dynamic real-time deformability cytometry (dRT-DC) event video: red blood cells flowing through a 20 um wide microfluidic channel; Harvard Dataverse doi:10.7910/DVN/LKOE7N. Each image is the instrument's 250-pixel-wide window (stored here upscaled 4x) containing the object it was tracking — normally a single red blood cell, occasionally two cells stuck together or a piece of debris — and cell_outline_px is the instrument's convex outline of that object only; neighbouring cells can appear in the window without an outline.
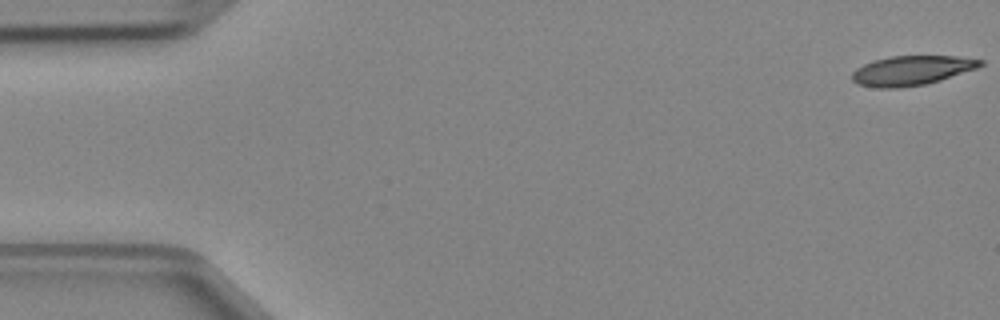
{"species": "Egyptian fruit bat (a non-hibernating species)", "species_latin": "Rousettus aegyptiacus", "temperature_condition": "cold", "stored_images_in_passage": 4, "camera_frame_rate_fps": 3000, "um_per_image_px": 0.085, "animal": {"sex": "female"}, "frame": {"image": 1, "passage_image": 1, "time_ms": 0.0, "image_size_px": [1000, 320], "cell_outline_px": [[984, 64], [976, 68], [940, 80], [924, 84], [900, 88], [876, 88], [856, 84], [852, 80], [852, 72], [856, 68], [872, 60], [892, 56], [956, 56], [984, 60]], "centroid_in_image_um": [77.45, 5.99], "position_along_channel_um": 7.6, "area_um2": 22.08}}
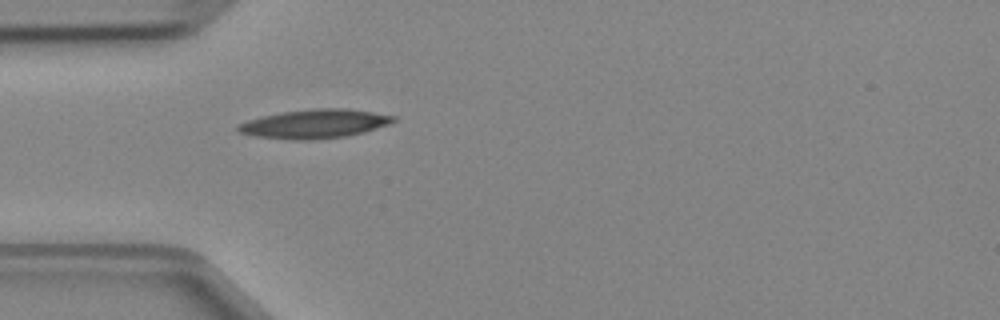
{"frame": {"image": 2, "passage_image": 4, "time_ms": 1.0, "image_size_px": [1000, 320], "cell_outline_px": [[396, 120], [392, 124], [364, 132], [344, 136], [312, 140], [292, 140], [256, 136], [240, 132], [236, 128], [240, 124], [248, 120], [264, 116], [284, 112], [316, 108], [348, 108], [396, 116]], "centroid_in_image_um": [26.81, 10.52], "position_along_channel_um": 58.2, "area_um2": 26.01}}